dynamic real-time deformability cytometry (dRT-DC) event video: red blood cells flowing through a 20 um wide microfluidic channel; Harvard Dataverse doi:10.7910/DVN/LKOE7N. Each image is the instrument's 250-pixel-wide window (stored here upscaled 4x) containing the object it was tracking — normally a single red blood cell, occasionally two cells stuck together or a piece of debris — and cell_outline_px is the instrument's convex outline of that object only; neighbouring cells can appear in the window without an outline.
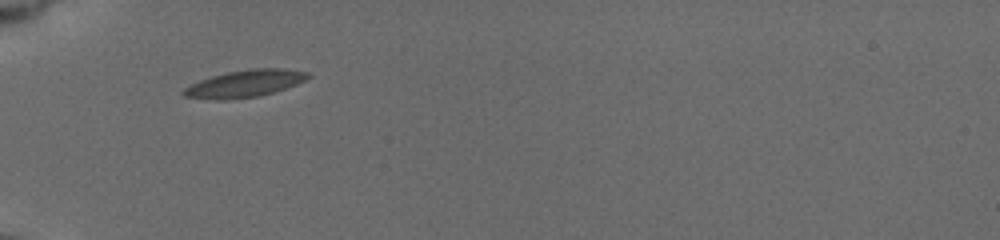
{"species": "common noctule bat (a hibernating species)", "species_latin": "Nyctalus noctula", "temperature_condition": "cold", "stored_images_in_passage": 34, "camera_frame_rate_fps": 3000, "um_per_image_px": 0.085, "animal": {"sex": "female", "body_mass_g": 19.5, "forearm_length_mm": 54.1}, "frame": {"image": 1, "passage_image": 1, "time_ms": 0.0, "image_size_px": [1000, 240], "cell_outline_px": [[312, 76], [296, 84], [260, 96], [224, 100], [216, 100], [184, 96], [180, 92], [184, 88], [200, 80], [212, 76], [228, 72], [252, 68], [284, 68], [308, 72]], "centroid_in_image_um": [20.8, 7.1], "position_along_channel_um": 64.2, "area_um2": 19.54}}
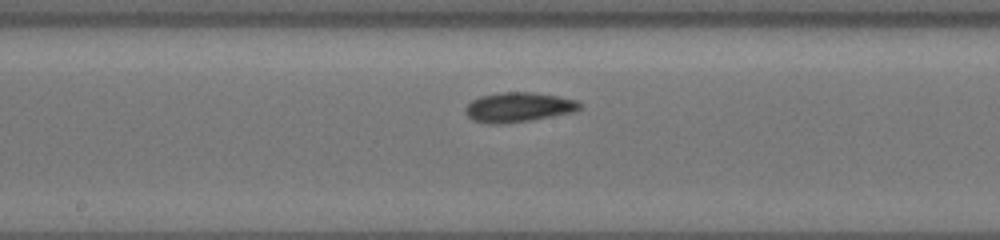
{"frame": {"image": 2, "passage_image": 13, "time_ms": 4.0, "image_size_px": [1000, 240], "cell_outline_px": [[580, 108], [568, 112], [528, 120], [488, 124], [476, 120], [468, 116], [464, 108], [472, 100], [480, 96], [500, 92], [532, 92], [556, 96], [576, 100], [580, 104]], "centroid_in_image_um": [44.0, 9.08], "position_along_channel_um": 204.2, "area_um2": 19.02}}
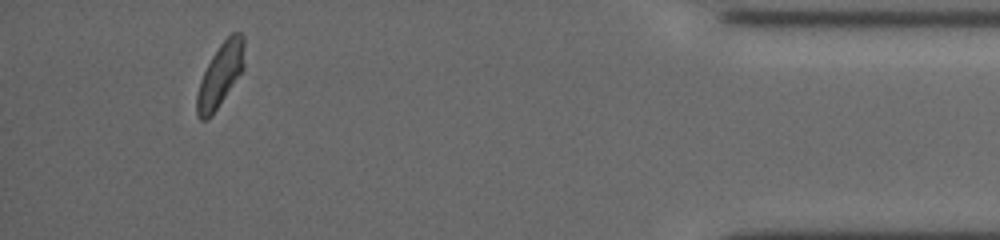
{"frame": {"image": 3, "passage_image": 31, "time_ms": 11.0, "image_size_px": [1000, 240], "cell_outline_px": [[244, 68], [216, 108], [204, 120], [200, 120], [196, 116], [196, 96], [200, 80], [212, 56], [220, 44], [232, 32], [240, 32], [244, 36]], "centroid_in_image_um": [18.72, 6.33], "position_along_channel_um": 416.5, "area_um2": 17.11}, "authors_computed_cell_mechanics": {"area_um2": 17.9758, "velocity_mm_per_s": 3.7348, "shape_relaxation_time_tau1_ms": 2.8695, "shape_relaxation_time_tau2_ms": 1.703, "deformation_change_tau1": 0.1017, "deformation_change_tau2": 0.0544}}